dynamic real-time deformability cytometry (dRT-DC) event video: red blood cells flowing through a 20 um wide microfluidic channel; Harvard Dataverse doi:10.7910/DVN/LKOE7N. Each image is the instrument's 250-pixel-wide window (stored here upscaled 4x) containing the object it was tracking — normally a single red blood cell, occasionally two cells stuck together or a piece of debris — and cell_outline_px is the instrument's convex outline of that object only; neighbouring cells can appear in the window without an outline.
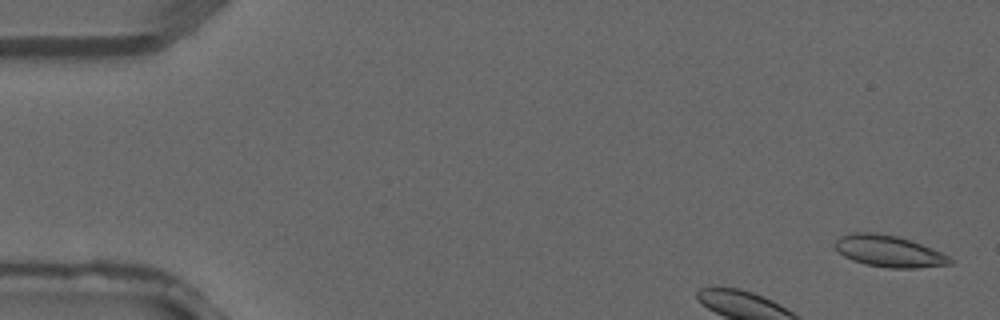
{"species": "common noctule bat (a hibernating species)", "species_latin": "Nyctalus noctula", "temperature_condition": "warm", "stored_images_in_passage": 5, "camera_frame_rate_fps": 3000, "um_per_image_px": 0.085, "animal": {"sex": "male", "forearm_length_mm": 52.5}, "frame": {"image": 1, "passage_image": 1, "time_ms": 0.0, "image_size_px": [1000, 320], "cell_outline_px": [[956, 260], [952, 264], [916, 268], [888, 268], [864, 264], [852, 260], [844, 256], [836, 248], [836, 240], [840, 236], [852, 232], [876, 232], [896, 236], [932, 248]], "centroid_in_image_um": [75.57, 21.36], "position_along_channel_um": 9.4, "area_um2": 21.1}}